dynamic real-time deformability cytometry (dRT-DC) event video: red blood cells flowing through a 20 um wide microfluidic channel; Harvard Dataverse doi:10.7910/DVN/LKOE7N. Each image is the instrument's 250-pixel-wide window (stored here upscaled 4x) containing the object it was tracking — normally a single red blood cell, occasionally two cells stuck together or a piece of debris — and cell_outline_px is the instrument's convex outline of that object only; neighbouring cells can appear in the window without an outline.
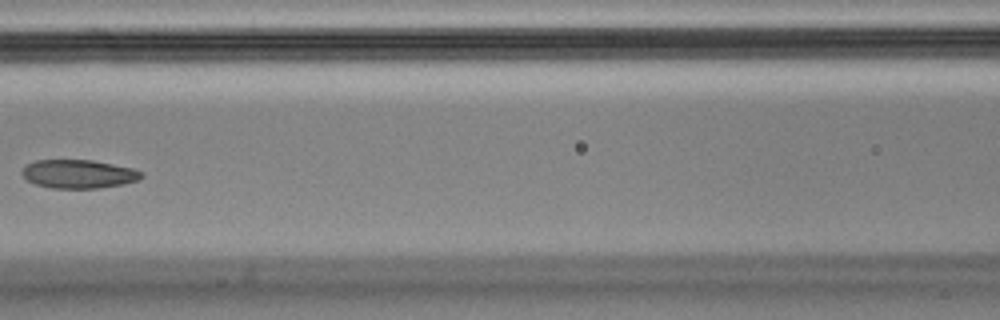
{"species": "Egyptian fruit bat (a non-hibernating species)", "species_latin": "Rousettus aegyptiacus", "temperature_condition": "cold", "stored_images_in_passage": 7, "camera_frame_rate_fps": 3000, "um_per_image_px": 0.085, "animal": {"sex": "male"}, "frame": {"image": 1, "passage_image": 7, "time_ms": 2.0, "image_size_px": [1000, 320], "cell_outline_px": [[144, 176], [140, 180], [124, 184], [96, 188], [52, 188], [36, 184], [28, 180], [20, 172], [28, 164], [36, 160], [92, 160], [132, 168], [144, 172]], "centroid_in_image_um": [6.73, 14.79], "position_along_channel_um": 159.9, "area_um2": 19.83}}